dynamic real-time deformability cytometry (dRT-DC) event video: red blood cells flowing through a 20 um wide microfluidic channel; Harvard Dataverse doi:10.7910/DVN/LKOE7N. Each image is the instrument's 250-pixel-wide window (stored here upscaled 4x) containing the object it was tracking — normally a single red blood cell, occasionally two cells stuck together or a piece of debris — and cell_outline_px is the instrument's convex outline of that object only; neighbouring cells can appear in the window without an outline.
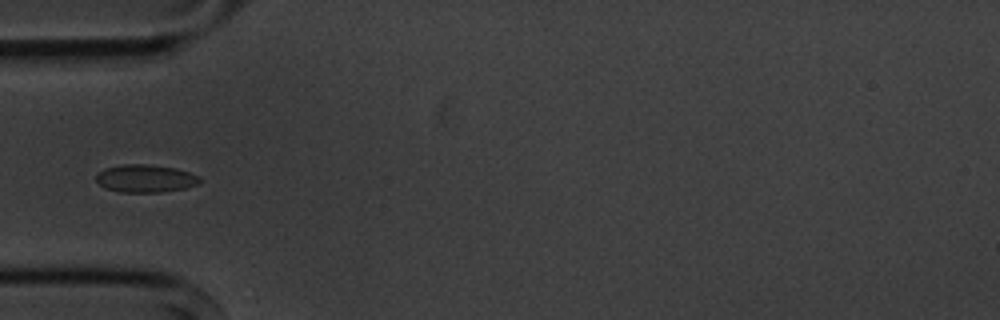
{"species": "common noctule bat (a hibernating species)", "species_latin": "Nyctalus noctula", "temperature_condition": "cold", "stored_images_in_passage": 4, "camera_frame_rate_fps": 3000, "um_per_image_px": 0.085, "animal": {"sex": "male", "body_mass_g": 20.1, "forearm_length_mm": 53.5}, "frame": {"image": 1, "passage_image": 4, "time_ms": 4.333, "image_size_px": [1000, 320], "cell_outline_px": [[200, 184], [184, 188], [160, 192], [120, 192], [104, 188], [96, 180], [96, 176], [104, 168], [124, 164], [148, 164], [176, 168], [200, 176]], "centroid_in_image_um": [12.37, 15.17], "position_along_channel_um": 72.6, "area_um2": 16.76}}